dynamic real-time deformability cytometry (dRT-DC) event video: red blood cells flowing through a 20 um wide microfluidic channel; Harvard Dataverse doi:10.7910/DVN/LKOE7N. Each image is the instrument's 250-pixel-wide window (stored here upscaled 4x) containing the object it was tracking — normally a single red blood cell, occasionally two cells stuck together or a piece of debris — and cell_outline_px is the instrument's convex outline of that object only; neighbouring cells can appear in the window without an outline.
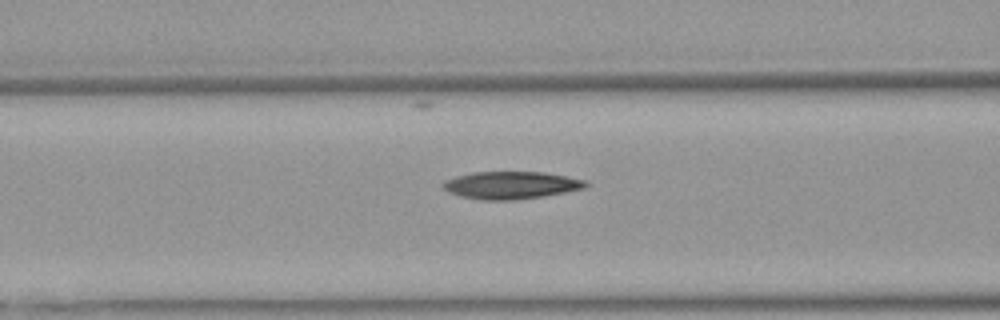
{"species": "Egyptian fruit bat (a non-hibernating species)", "species_latin": "Rousettus aegyptiacus", "temperature_condition": "warm", "stored_images_in_passage": 31, "camera_frame_rate_fps": 3000, "um_per_image_px": 0.085, "animal": {"sex": "female"}, "frame": {"image": 1, "passage_image": 10, "time_ms": 3.0, "image_size_px": [1000, 320], "cell_outline_px": [[588, 184], [584, 188], [544, 196], [516, 200], [480, 200], [460, 196], [448, 192], [440, 184], [444, 180], [456, 176], [472, 172], [544, 172], [588, 180]], "centroid_in_image_um": [43.41, 15.74], "position_along_channel_um": 123.2, "area_um2": 23.0}}
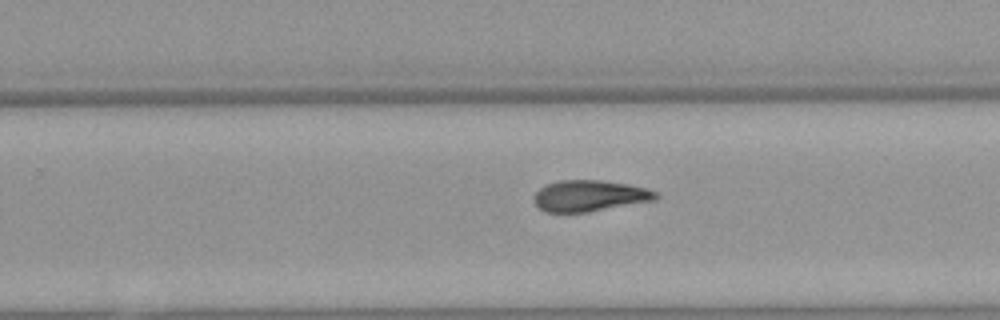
{"frame": {"image": 2, "passage_image": 22, "time_ms": 7.0, "image_size_px": [1000, 320], "cell_outline_px": [[660, 196], [656, 200], [588, 212], [544, 212], [532, 200], [532, 196], [544, 184], [560, 180], [600, 180], [628, 184], [648, 188], [660, 192]], "centroid_in_image_um": [50.13, 16.64], "position_along_channel_um": 279.7, "area_um2": 22.48}}
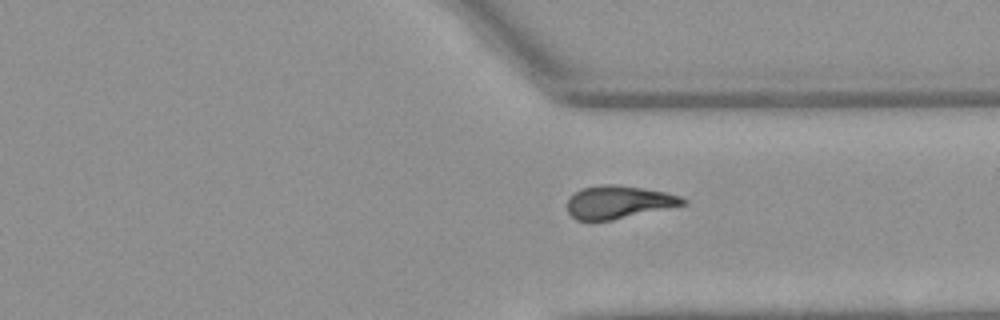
{"frame": {"image": 3, "passage_image": 28, "time_ms": 9.0, "image_size_px": [1000, 320], "cell_outline_px": [[688, 204], [612, 220], [576, 220], [568, 212], [568, 200], [580, 188], [600, 184], [612, 184], [640, 188], [664, 192], [680, 196], [688, 200]], "centroid_in_image_um": [52.59, 17.18], "position_along_channel_um": 358.8, "area_um2": 22.02}}